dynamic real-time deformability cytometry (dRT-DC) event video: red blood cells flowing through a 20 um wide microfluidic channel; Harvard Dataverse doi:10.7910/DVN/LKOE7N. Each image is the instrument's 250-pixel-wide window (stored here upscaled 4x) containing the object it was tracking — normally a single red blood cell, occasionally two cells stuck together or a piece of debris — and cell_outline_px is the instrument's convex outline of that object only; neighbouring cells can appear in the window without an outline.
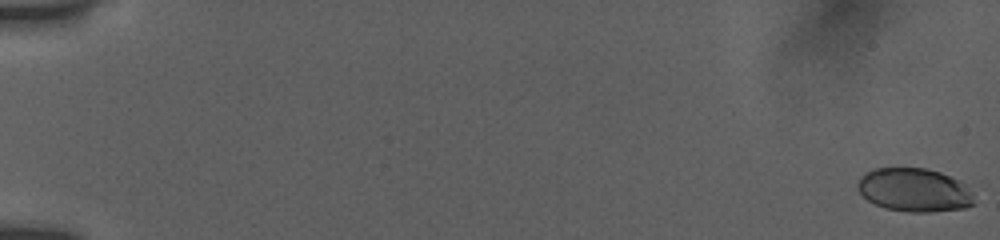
{"species": "human", "species_latin": "Homo sapiens", "temperature_condition": "room temperature", "stored_images_in_passage": 13, "camera_frame_rate_fps": 3000, "um_per_image_px": 0.085, "donor": {"sex": "female"}, "frame": {"image": 1, "passage_image": 1, "time_ms": 0.0, "image_size_px": [1000, 240], "cell_outline_px": [[976, 204], [964, 208], [932, 212], [908, 212], [884, 208], [868, 200], [856, 188], [856, 184], [860, 176], [864, 172], [872, 168], [928, 168], [940, 172], [960, 180], [964, 184], [972, 196]], "centroid_in_image_um": [77.68, 16.14], "position_along_channel_um": 7.3, "area_um2": 29.77}}
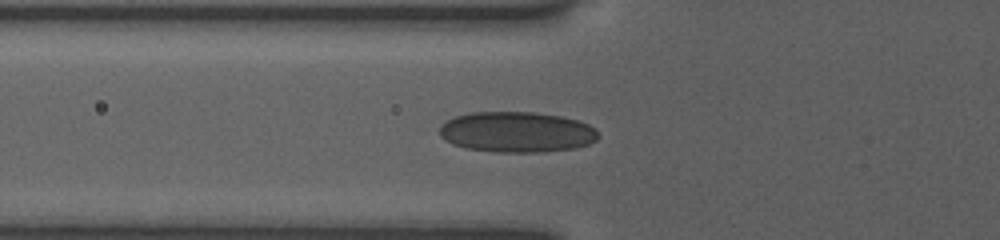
{"frame": {"image": 2, "passage_image": 11, "time_ms": 7.0, "image_size_px": [1000, 240], "cell_outline_px": [[600, 136], [596, 140], [588, 144], [576, 148], [536, 152], [496, 152], [464, 148], [452, 144], [444, 140], [440, 136], [440, 124], [456, 116], [472, 112], [532, 112], [560, 116], [576, 120], [588, 124], [596, 128]], "centroid_in_image_um": [43.92, 11.23], "position_along_channel_um": 81.9, "area_um2": 37.69}}
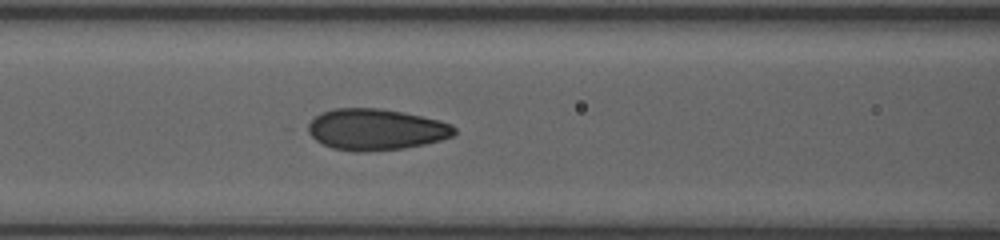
{"frame": {"image": 3, "passage_image": 13, "time_ms": 8.333, "image_size_px": [1000, 240], "cell_outline_px": [[456, 132], [452, 136], [440, 140], [424, 144], [404, 148], [368, 152], [352, 152], [332, 148], [316, 140], [300, 128], [320, 112], [332, 108], [380, 108], [404, 112], [440, 120], [452, 124], [456, 128]], "centroid_in_image_um": [31.87, 11.0], "position_along_channel_um": 134.7, "area_um2": 35.95}}